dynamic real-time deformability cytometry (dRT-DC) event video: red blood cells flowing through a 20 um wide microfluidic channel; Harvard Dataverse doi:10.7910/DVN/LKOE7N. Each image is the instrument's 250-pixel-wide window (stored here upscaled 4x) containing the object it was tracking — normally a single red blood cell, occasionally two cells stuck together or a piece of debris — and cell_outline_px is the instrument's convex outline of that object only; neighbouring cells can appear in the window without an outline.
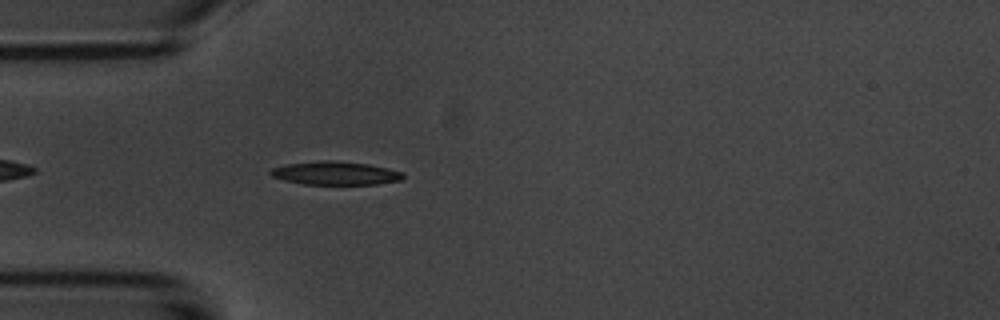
{"species": "common noctule bat (a hibernating species)", "species_latin": "Nyctalus noctula", "temperature_condition": "room temperature", "stored_images_in_passage": 4, "camera_frame_rate_fps": 3000, "um_per_image_px": 0.085, "animal": {"sex": "male", "body_mass_g": 20.1, "forearm_length_mm": 53.5}, "frame": {"image": 1, "passage_image": 4, "time_ms": 3.333, "image_size_px": [1000, 320], "cell_outline_px": [[404, 176], [400, 180], [376, 184], [304, 184], [284, 180], [272, 176], [268, 172], [272, 168], [284, 164], [320, 160], [332, 160], [368, 164], [388, 168], [404, 172]], "centroid_in_image_um": [28.49, 14.71], "position_along_channel_um": 56.5, "area_um2": 18.09}}